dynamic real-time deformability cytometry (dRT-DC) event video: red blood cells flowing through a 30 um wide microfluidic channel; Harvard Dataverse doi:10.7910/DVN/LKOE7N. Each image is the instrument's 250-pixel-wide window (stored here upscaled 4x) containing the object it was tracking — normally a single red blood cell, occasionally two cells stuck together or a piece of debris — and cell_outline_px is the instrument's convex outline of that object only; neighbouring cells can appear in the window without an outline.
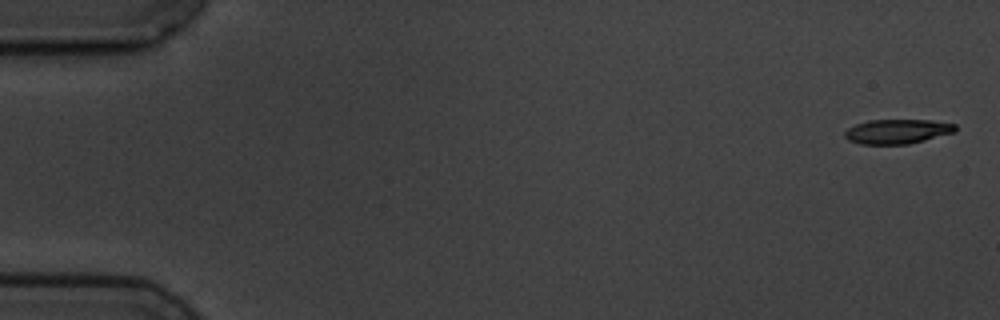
{"species": "common noctule bat (a hibernating species)", "species_latin": "Nyctalus noctula", "temperature_condition": "cold", "stored_images_in_passage": 5, "camera_frame_rate_fps": 3000, "um_per_image_px": 0.085, "animal": {"sex": "male", "body_mass_g": 19.5, "forearm_length_mm": 54.6}, "frame": {"image": 1, "passage_image": 1, "time_ms": 0.0, "image_size_px": [1000, 320], "cell_outline_px": [[956, 132], [908, 144], [860, 144], [848, 140], [844, 136], [844, 132], [848, 128], [856, 124], [868, 120], [928, 120], [956, 124]], "centroid_in_image_um": [76.26, 11.17], "position_along_channel_um": 8.7, "area_um2": 15.78}}
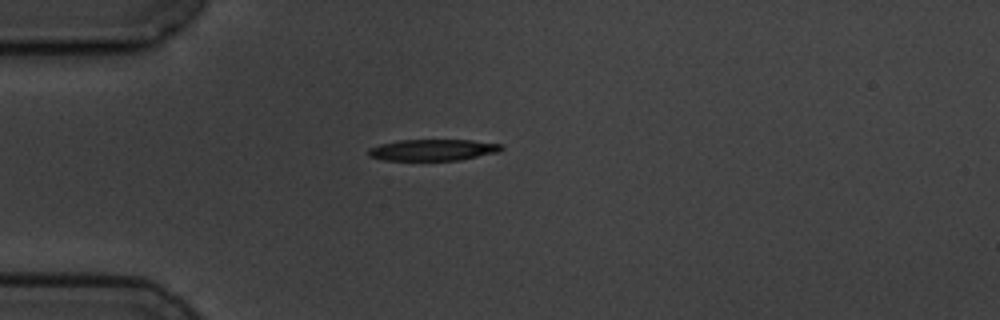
{"frame": {"image": 2, "passage_image": 5, "time_ms": 4.667, "image_size_px": [1000, 320], "cell_outline_px": [[504, 148], [500, 152], [460, 160], [384, 160], [368, 156], [368, 148], [380, 144], [400, 140], [472, 140], [500, 144]], "centroid_in_image_um": [36.8, 12.74], "position_along_channel_um": 48.2, "area_um2": 16.59}}